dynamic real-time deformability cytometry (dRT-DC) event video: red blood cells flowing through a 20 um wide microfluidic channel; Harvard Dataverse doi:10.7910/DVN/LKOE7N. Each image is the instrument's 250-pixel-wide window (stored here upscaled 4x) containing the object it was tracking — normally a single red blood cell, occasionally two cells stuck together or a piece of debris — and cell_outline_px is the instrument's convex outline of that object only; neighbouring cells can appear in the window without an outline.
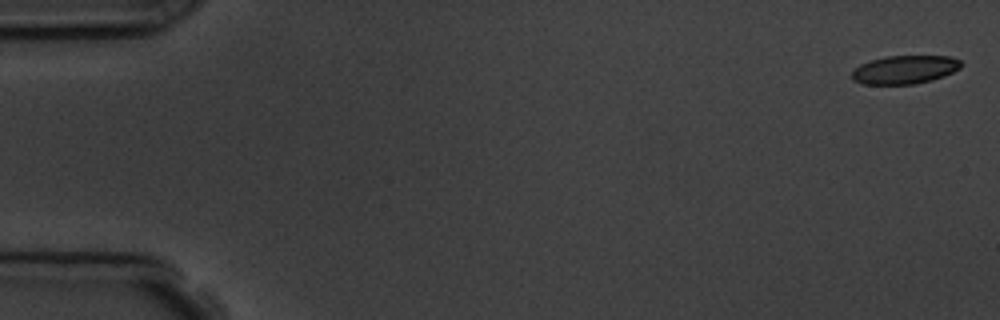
{"species": "common noctule bat (a hibernating species)", "species_latin": "Nyctalus noctula", "temperature_condition": "room temperature", "stored_images_in_passage": 6, "camera_frame_rate_fps": 3000, "um_per_image_px": 0.085, "animal": {"sex": "male", "body_mass_g": 19.5, "forearm_length_mm": 54.6}, "frame": {"image": 1, "passage_image": 1, "time_ms": 0.0, "image_size_px": [1000, 320], "cell_outline_px": [[964, 64], [960, 68], [944, 76], [932, 80], [916, 84], [860, 84], [852, 80], [852, 72], [860, 64], [872, 60], [888, 56], [952, 56], [960, 60]], "centroid_in_image_um": [76.93, 5.92], "position_along_channel_um": 8.1, "area_um2": 18.15}}
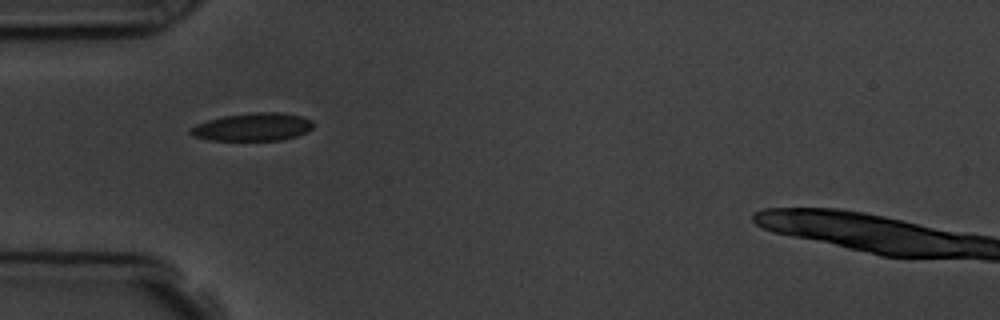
{"frame": {"image": 2, "passage_image": 5, "time_ms": 5.333, "image_size_px": [1000, 320], "cell_outline_px": [[312, 128], [308, 132], [296, 136], [280, 140], [208, 140], [192, 136], [188, 132], [188, 128], [196, 124], [208, 120], [224, 116], [252, 112], [280, 112], [300, 116], [312, 120]], "centroid_in_image_um": [21.45, 10.79], "position_along_channel_um": 63.6, "area_um2": 20.06}}